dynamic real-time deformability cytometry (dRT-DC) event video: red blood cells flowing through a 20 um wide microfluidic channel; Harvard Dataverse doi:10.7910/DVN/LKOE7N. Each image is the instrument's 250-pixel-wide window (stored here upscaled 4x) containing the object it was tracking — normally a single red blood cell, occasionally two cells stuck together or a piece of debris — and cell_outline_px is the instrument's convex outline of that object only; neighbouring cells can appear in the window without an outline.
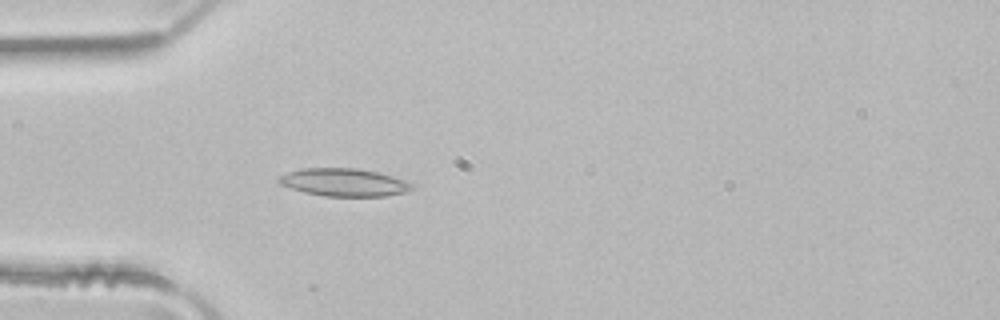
{"species": "common noctule bat (a hibernating species)", "species_latin": "Nyctalus noctula", "temperature_condition": "room temperature", "stored_images_in_passage": 1, "camera_frame_rate_fps": 3000, "um_per_image_px": 0.085, "animal": {"sex": "male", "body_mass_g": 21.5, "forearm_length_mm": 52.0}, "frame": {"image": 1, "passage_image": 1, "time_ms": 0.0, "image_size_px": [1000, 320], "cell_outline_px": [[416, 184], [412, 188], [404, 192], [384, 196], [324, 196], [304, 192], [280, 184], [276, 180], [280, 176], [288, 172], [300, 168], [356, 168], [376, 172], [408, 180]], "centroid_in_image_um": [29.25, 15.49], "position_along_channel_um": 55.7, "area_um2": 21.56}}